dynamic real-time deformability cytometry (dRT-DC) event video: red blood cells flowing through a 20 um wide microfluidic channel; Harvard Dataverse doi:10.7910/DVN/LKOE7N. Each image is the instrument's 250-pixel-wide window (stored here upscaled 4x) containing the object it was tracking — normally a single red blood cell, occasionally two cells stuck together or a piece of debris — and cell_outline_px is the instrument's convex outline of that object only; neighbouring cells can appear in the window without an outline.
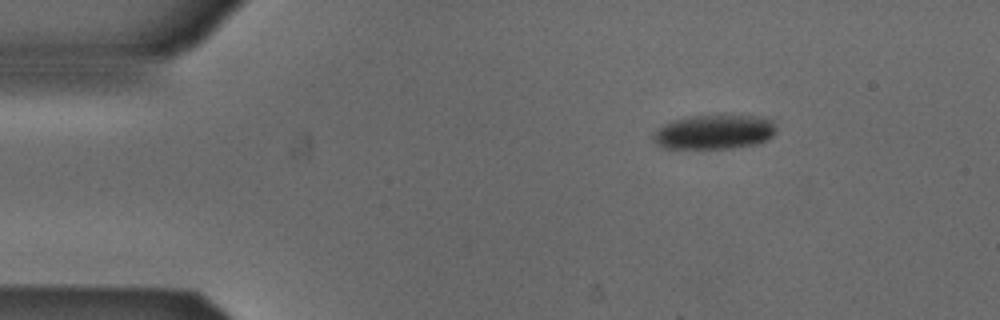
{"species": "Egyptian fruit bat (a non-hibernating species)", "species_latin": "Rousettus aegyptiacus", "temperature_condition": "cold", "stored_images_in_passage": 2, "camera_frame_rate_fps": 3000, "um_per_image_px": 0.085, "animal": {"sex": "male"}, "frame": {"image": 1, "passage_image": 2, "time_ms": 0.333, "image_size_px": [1000, 320], "cell_outline_px": [[776, 132], [772, 136], [756, 144], [732, 148], [664, 148], [652, 136], [664, 124], [672, 120], [692, 116], [764, 116], [772, 120], [776, 128]], "centroid_in_image_um": [60.77, 11.21], "position_along_channel_um": 24.2, "area_um2": 24.28}}